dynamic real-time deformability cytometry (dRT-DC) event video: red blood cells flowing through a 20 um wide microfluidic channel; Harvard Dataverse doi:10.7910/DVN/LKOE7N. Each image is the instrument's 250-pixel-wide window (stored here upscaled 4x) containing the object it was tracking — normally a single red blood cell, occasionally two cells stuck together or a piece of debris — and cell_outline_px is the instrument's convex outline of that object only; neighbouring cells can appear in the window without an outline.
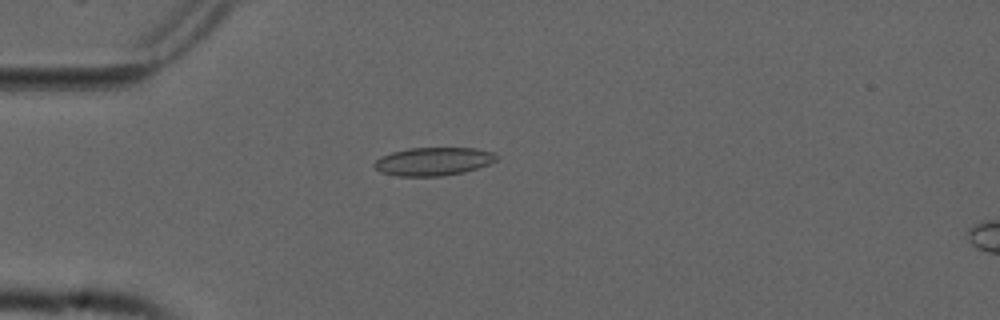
{"species": "common noctule bat (a hibernating species)", "species_latin": "Nyctalus noctula", "temperature_condition": "cold", "stored_images_in_passage": 51, "camera_frame_rate_fps": 3000, "um_per_image_px": 0.085, "animal": {"sex": "male", "forearm_length_mm": 52.5}, "frame": {"image": 1, "passage_image": 12, "time_ms": 3.667, "image_size_px": [1000, 320], "cell_outline_px": [[500, 156], [496, 160], [488, 164], [464, 172], [444, 176], [396, 176], [380, 172], [372, 164], [380, 156], [392, 152], [408, 148], [476, 148], [492, 152]], "centroid_in_image_um": [36.82, 13.72], "position_along_channel_um": 48.2, "area_um2": 20.17}}
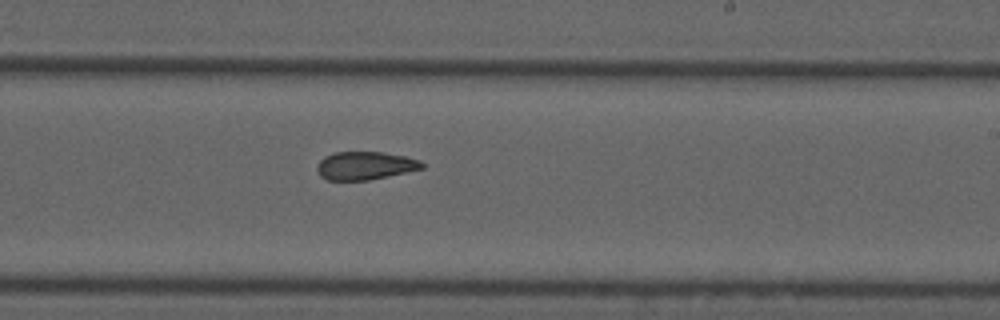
{"frame": {"image": 2, "passage_image": 30, "time_ms": 9.667, "image_size_px": [1000, 320], "cell_outline_px": [[424, 168], [368, 180], [328, 180], [320, 176], [316, 168], [320, 160], [324, 156], [332, 152], [384, 152], [404, 156], [420, 160], [424, 164]], "centroid_in_image_um": [31.01, 14.07], "position_along_channel_um": 258.0, "area_um2": 17.17}}
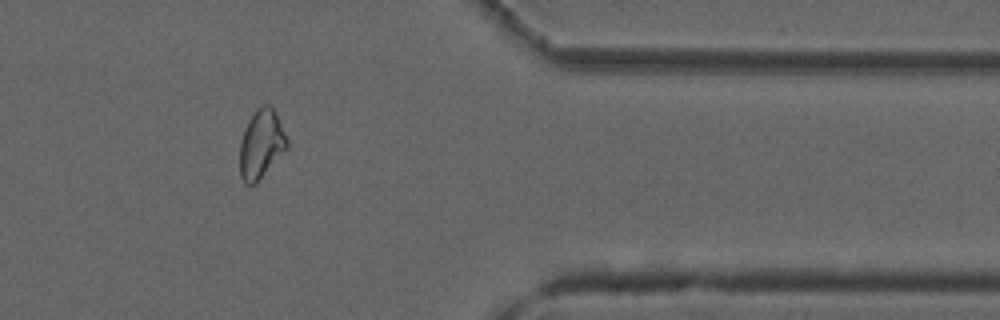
{"frame": {"image": 3, "passage_image": 42, "time_ms": 13.667, "image_size_px": [1000, 320], "cell_outline_px": [[288, 148], [256, 184], [244, 184], [240, 176], [240, 144], [248, 120], [256, 108], [264, 104], [268, 104], [272, 108], [288, 140]], "centroid_in_image_um": [22.2, 12.29], "position_along_channel_um": 389.2, "area_um2": 18.79}, "authors_computed_cell_mechanics": {"area_um2": 19.0162, "velocity_mm_per_s": 3.7577, "shape_relaxation_time_tau1_ms": null, "shape_relaxation_time_tau2_ms": 1.8614, "deformation_change_tau1": null, "deformation_change_tau2": 0.0843}}